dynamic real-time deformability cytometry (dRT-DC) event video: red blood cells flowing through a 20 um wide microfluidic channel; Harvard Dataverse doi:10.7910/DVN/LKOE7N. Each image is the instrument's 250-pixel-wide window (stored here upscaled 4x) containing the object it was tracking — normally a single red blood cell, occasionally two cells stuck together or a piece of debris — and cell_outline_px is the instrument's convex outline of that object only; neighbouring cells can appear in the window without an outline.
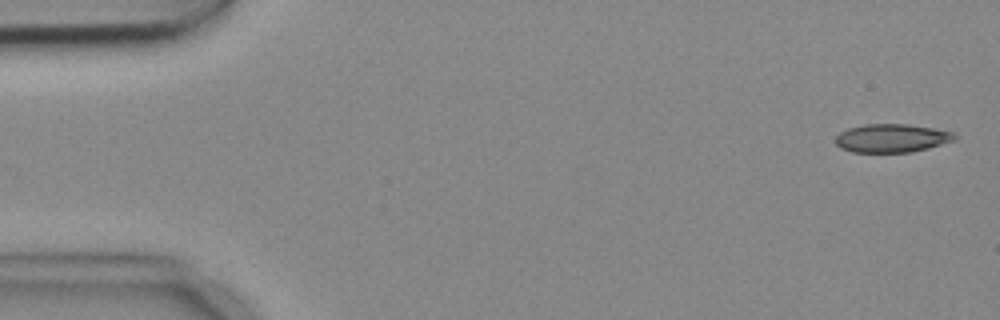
{"species": "common noctule bat (a hibernating species)", "species_latin": "Nyctalus noctula", "temperature_condition": "cold", "stored_images_in_passage": 7, "camera_frame_rate_fps": 3000, "um_per_image_px": 0.085, "animal": {"sex": "female", "body_mass_g": 18.4}, "frame": {"image": 1, "passage_image": 1, "time_ms": 0.0, "image_size_px": [1000, 320], "cell_outline_px": [[956, 140], [928, 148], [912, 152], [852, 152], [840, 148], [836, 144], [836, 136], [840, 132], [848, 128], [864, 124], [908, 124], [932, 128], [952, 132], [956, 136]], "centroid_in_image_um": [75.78, 11.74], "position_along_channel_um": 9.2, "area_um2": 19.71}}
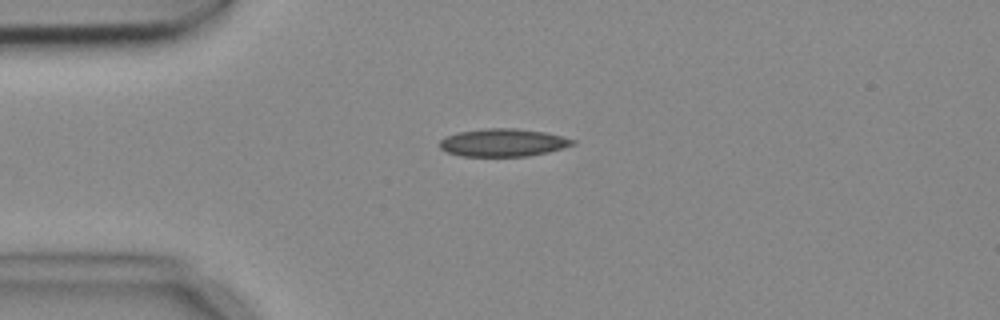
{"frame": {"image": 2, "passage_image": 4, "time_ms": 1.0, "image_size_px": [1000, 320], "cell_outline_px": [[576, 144], [548, 152], [528, 156], [460, 156], [448, 152], [440, 148], [440, 140], [444, 136], [456, 132], [484, 128], [516, 128], [544, 132], [576, 140]], "centroid_in_image_um": [42.73, 12.11], "position_along_channel_um": 42.3, "area_um2": 21.62}}
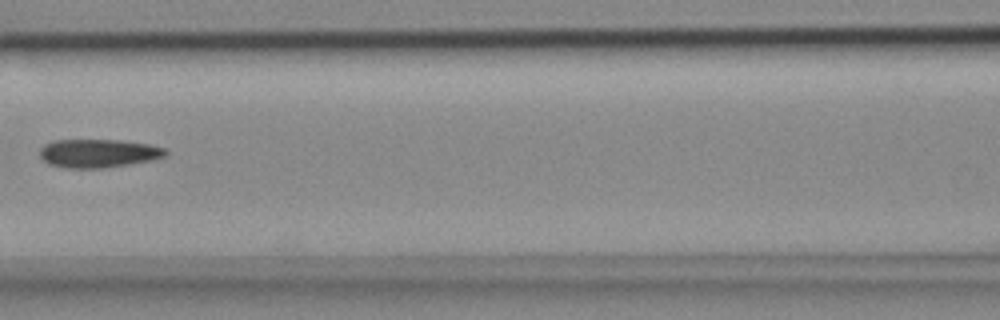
{"frame": {"image": 3, "passage_image": 7, "time_ms": 2.0, "image_size_px": [1000, 320], "cell_outline_px": [[168, 156], [152, 160], [104, 168], [64, 168], [48, 164], [40, 160], [40, 148], [44, 144], [52, 140], [120, 140], [148, 144], [164, 148], [168, 152]], "centroid_in_image_um": [8.32, 13.03], "position_along_channel_um": 158.3, "area_um2": 21.1}}